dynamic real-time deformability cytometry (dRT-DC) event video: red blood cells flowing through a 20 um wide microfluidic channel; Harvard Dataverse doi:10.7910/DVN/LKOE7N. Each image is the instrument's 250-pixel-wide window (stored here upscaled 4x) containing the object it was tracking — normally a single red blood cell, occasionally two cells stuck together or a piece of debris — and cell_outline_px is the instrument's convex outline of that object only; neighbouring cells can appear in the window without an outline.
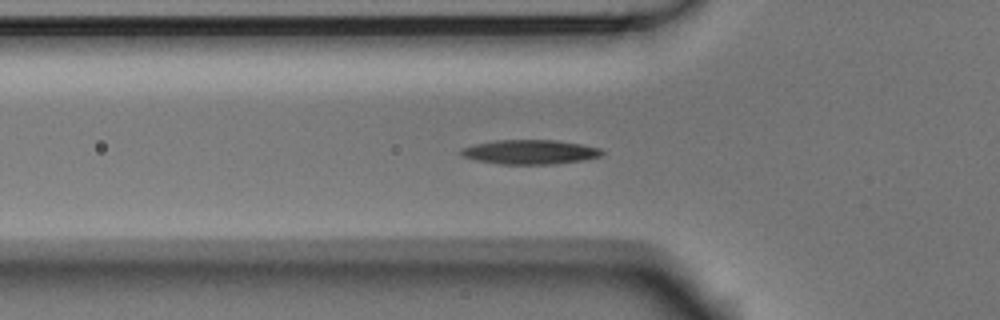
{"species": "Egyptian fruit bat (a non-hibernating species)", "species_latin": "Rousettus aegyptiacus", "temperature_condition": "room temperature", "stored_images_in_passage": 54, "camera_frame_rate_fps": 3000, "um_per_image_px": 0.085, "animal": {"sex": "male"}, "frame": {"image": 1, "passage_image": 17, "time_ms": 5.333, "image_size_px": [1000, 320], "cell_outline_px": [[604, 152], [600, 156], [584, 160], [552, 164], [500, 164], [476, 160], [464, 156], [460, 152], [460, 148], [476, 144], [496, 140], [556, 140], [580, 144], [600, 148]], "centroid_in_image_um": [45.06, 12.92], "position_along_channel_um": 80.7, "area_um2": 19.88}}
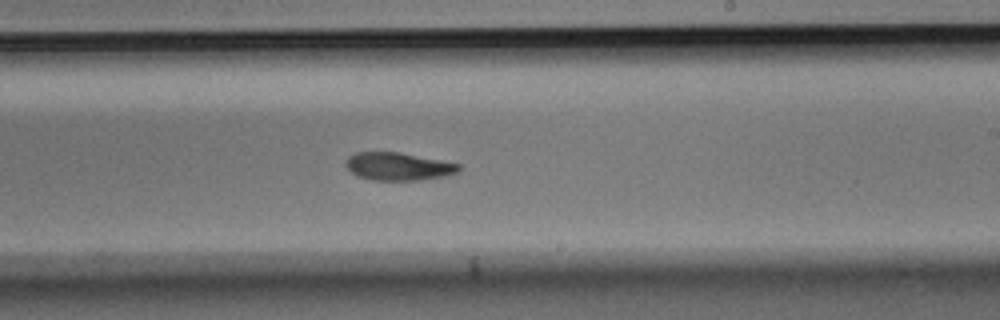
{"frame": {"image": 2, "passage_image": 31, "time_ms": 10.0, "image_size_px": [1000, 320], "cell_outline_px": [[460, 168], [456, 172], [444, 176], [420, 180], [372, 180], [356, 176], [344, 164], [348, 156], [356, 152], [400, 152], [460, 164]], "centroid_in_image_um": [33.81, 14.14], "position_along_channel_um": 255.2, "area_um2": 18.26}}
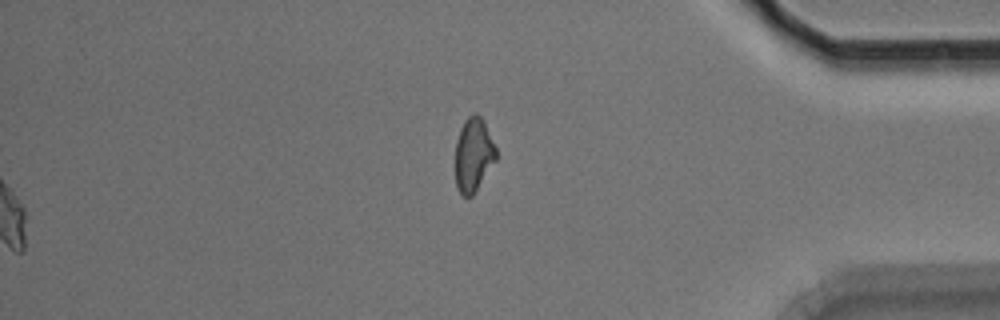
{"frame": {"image": 3, "passage_image": 54, "time_ms": 17.667, "image_size_px": [1000, 320], "cell_outline_px": [[496, 160], [472, 196], [464, 196], [456, 188], [456, 140], [460, 128], [464, 120], [468, 116], [476, 112], [484, 120], [496, 148]], "centroid_in_image_um": [40.24, 13.12], "position_along_channel_um": 395.0, "area_um2": 17.51}, "authors_computed_cell_mechanics": {"area_um2": 18.5538, "velocity_mm_per_s": 3.7252, "shape_relaxation_time_tau1_ms": 4.9268, "shape_relaxation_time_tau2_ms": 5.2069, "deformation_change_tau1": 0.1504, "deformation_change_tau2": 0.1181}}